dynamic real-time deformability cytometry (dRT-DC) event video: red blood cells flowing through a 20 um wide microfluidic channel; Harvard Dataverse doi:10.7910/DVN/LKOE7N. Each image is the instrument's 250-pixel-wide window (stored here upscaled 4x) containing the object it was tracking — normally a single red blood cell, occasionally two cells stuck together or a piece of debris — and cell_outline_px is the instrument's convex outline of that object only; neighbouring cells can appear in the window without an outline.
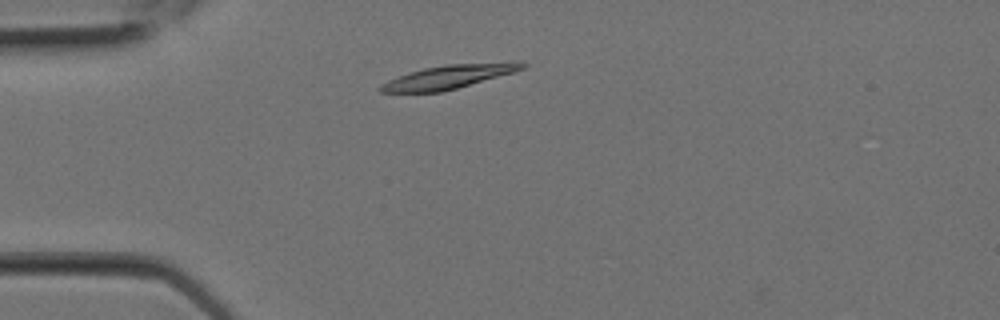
{"species": "Egyptian fruit bat (a non-hibernating species)", "species_latin": "Rousettus aegyptiacus", "temperature_condition": "room temperature", "stored_images_in_passage": 7, "camera_frame_rate_fps": 3000, "um_per_image_px": 0.085, "animal": {"sex": "female"}, "frame": {"image": 1, "passage_image": 1, "time_ms": 0.0, "image_size_px": [1000, 320], "cell_outline_px": [[528, 64], [524, 68], [512, 72], [456, 88], [440, 92], [380, 92], [380, 84], [388, 80], [424, 68], [448, 64], [512, 60]], "centroid_in_image_um": [38.2, 6.5], "position_along_channel_um": 46.8, "area_um2": 19.36}}
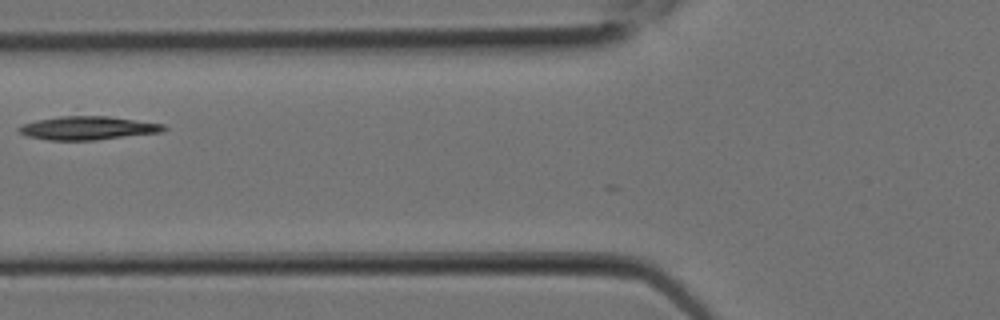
{"frame": {"image": 2, "passage_image": 4, "time_ms": 1.0, "image_size_px": [1000, 320], "cell_outline_px": [[168, 128], [160, 132], [92, 140], [48, 140], [28, 136], [20, 132], [16, 128], [24, 124], [36, 120], [60, 116], [108, 116], [164, 124]], "centroid_in_image_um": [7.45, 10.88], "position_along_channel_um": 118.4, "area_um2": 19.54}}
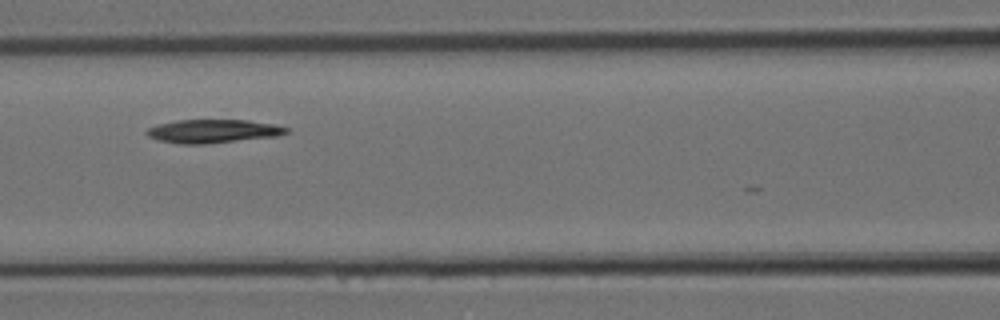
{"frame": {"image": 3, "passage_image": 5, "time_ms": 1.333, "image_size_px": [1000, 320], "cell_outline_px": [[288, 132], [276, 136], [204, 144], [180, 144], [160, 140], [148, 136], [144, 132], [148, 128], [156, 124], [176, 120], [248, 120], [276, 124], [288, 128]], "centroid_in_image_um": [18.08, 11.14], "position_along_channel_um": 148.5, "area_um2": 19.07}}